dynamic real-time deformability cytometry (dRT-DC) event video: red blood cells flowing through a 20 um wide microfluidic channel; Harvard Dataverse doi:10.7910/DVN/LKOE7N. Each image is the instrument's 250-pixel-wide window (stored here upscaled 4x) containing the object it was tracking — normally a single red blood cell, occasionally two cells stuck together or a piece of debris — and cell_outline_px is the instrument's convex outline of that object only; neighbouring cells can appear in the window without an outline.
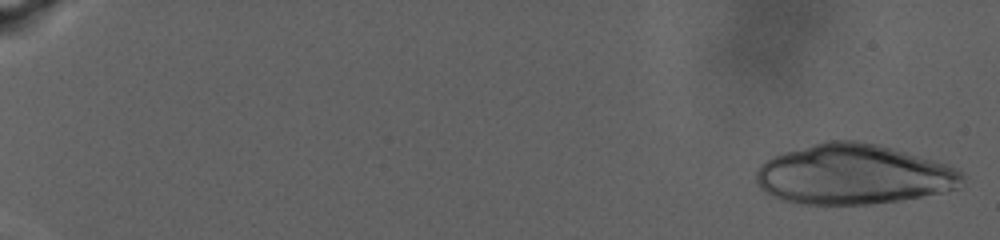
{"species": "human", "species_latin": "Homo sapiens", "temperature_condition": "warm", "stored_images_in_passage": 38, "camera_frame_rate_fps": 3000, "um_per_image_px": 0.085, "donor": {"sex": "male"}, "frame": {"image": 1, "passage_image": 2, "time_ms": 0.333, "image_size_px": [1000, 240], "cell_outline_px": [[964, 176], [960, 188], [944, 192], [900, 200], [872, 204], [796, 204], [780, 200], [772, 196], [760, 188], [756, 180], [756, 172], [760, 164], [772, 156], [784, 152], [824, 140], [856, 140], [876, 144], [892, 148], [948, 164], [956, 168]], "centroid_in_image_um": [72.52, 14.83], "position_along_channel_um": 12.5, "area_um2": 72.48}}